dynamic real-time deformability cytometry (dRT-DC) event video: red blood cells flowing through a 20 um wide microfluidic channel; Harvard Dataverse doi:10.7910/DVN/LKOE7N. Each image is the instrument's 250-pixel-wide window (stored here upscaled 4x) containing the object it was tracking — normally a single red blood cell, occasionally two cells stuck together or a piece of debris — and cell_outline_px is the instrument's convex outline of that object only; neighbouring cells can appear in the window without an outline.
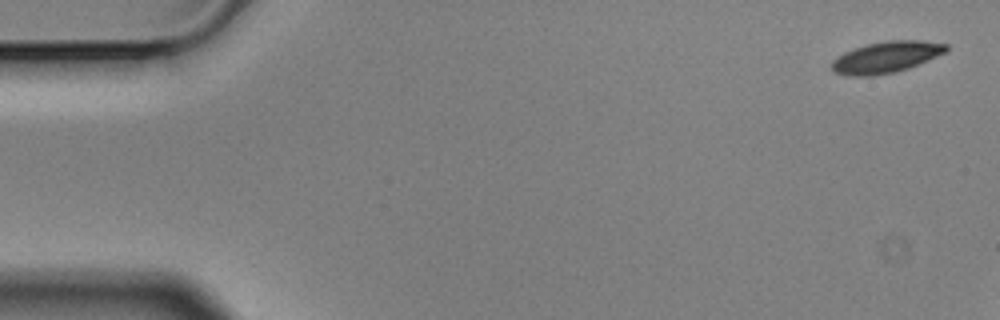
{"species": "Egyptian fruit bat (a non-hibernating species)", "species_latin": "Rousettus aegyptiacus", "temperature_condition": "cold", "stored_images_in_passage": 3, "camera_frame_rate_fps": 3000, "um_per_image_px": 0.085, "animal": {"sex": "male"}, "frame": {"image": 1, "passage_image": 1, "time_ms": 0.0, "image_size_px": [1000, 320], "cell_outline_px": [[948, 48], [944, 52], [936, 56], [908, 68], [892, 72], [872, 76], [848, 76], [832, 72], [832, 60], [836, 56], [844, 52], [868, 44], [888, 40], [924, 40], [948, 44]], "centroid_in_image_um": [75.28, 4.85], "position_along_channel_um": 9.7, "area_um2": 20.75}}